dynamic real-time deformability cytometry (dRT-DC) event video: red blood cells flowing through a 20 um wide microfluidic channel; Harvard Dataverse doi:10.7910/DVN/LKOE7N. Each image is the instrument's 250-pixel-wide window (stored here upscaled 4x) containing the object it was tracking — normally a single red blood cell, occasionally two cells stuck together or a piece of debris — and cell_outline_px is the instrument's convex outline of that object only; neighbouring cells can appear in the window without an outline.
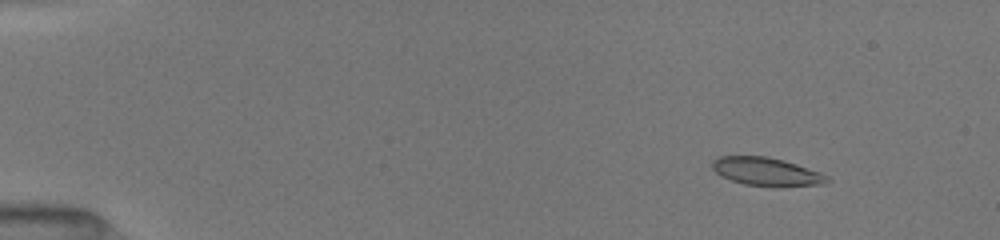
{"species": "common noctule bat (a hibernating species)", "species_latin": "Nyctalus noctula", "temperature_condition": "room temperature", "stored_images_in_passage": 30, "camera_frame_rate_fps": 3000, "um_per_image_px": 0.085, "animal": {"sex": "female", "body_mass_g": 19.5, "forearm_length_mm": 54.1}, "frame": {"image": 1, "passage_image": 5, "time_ms": 2.0, "image_size_px": [1000, 240], "cell_outline_px": [[832, 180], [824, 184], [772, 188], [744, 184], [720, 176], [712, 168], [712, 160], [720, 156], [768, 156], [784, 160], [820, 172], [828, 176]], "centroid_in_image_um": [65.17, 14.61], "position_along_channel_um": 19.8, "area_um2": 19.31}}
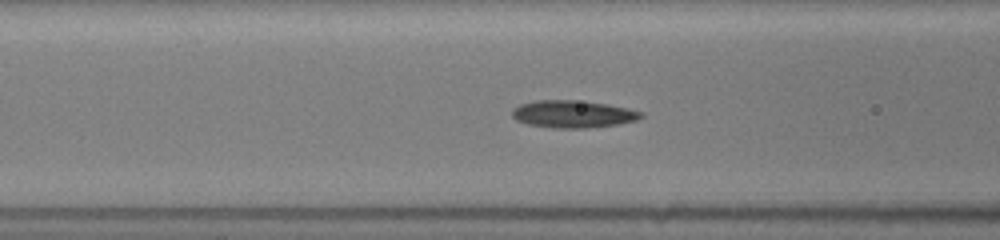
{"frame": {"image": 2, "passage_image": 17, "time_ms": 7.333, "image_size_px": [1000, 240], "cell_outline_px": [[644, 116], [636, 120], [620, 124], [588, 128], [552, 128], [528, 124], [516, 120], [512, 116], [512, 108], [520, 104], [536, 100], [572, 100], [608, 104], [628, 108], [644, 112]], "centroid_in_image_um": [48.71, 9.7], "position_along_channel_um": 117.9, "area_um2": 20.69}}
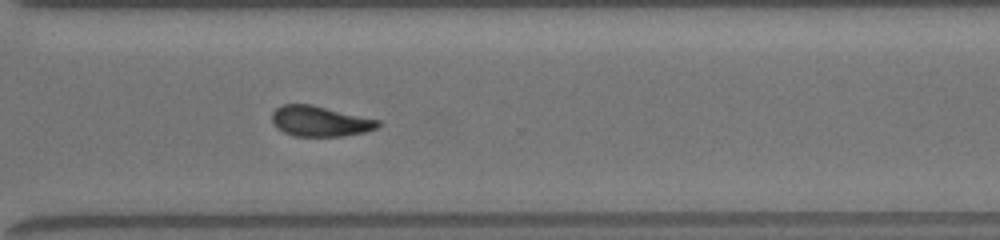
{"frame": {"image": 3, "passage_image": 30, "time_ms": 13.0, "image_size_px": [1000, 240], "cell_outline_px": [[380, 124], [376, 128], [364, 132], [344, 136], [292, 136], [276, 128], [272, 124], [272, 112], [276, 108], [284, 104], [312, 104], [380, 120]], "centroid_in_image_um": [27.17, 10.3], "position_along_channel_um": 343.4, "area_um2": 18.9}}